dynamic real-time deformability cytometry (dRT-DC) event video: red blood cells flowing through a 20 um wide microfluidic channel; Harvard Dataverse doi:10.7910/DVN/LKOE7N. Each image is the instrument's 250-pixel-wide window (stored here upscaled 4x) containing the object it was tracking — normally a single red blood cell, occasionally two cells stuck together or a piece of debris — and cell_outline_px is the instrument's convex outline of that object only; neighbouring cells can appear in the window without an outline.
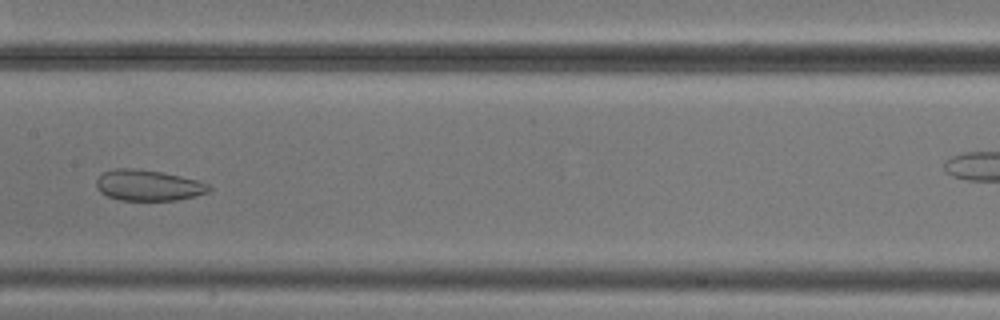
{"species": "common noctule bat (a hibernating species)", "species_latin": "Nyctalus noctula", "temperature_condition": "cold", "stored_images_in_passage": 11, "camera_frame_rate_fps": 3000, "um_per_image_px": 0.085, "animal": {"sex": "male", "body_mass_g": 20.5, "forearm_length_mm": 52.5}, "frame": {"image": 1, "passage_image": 7, "time_ms": 8.667, "image_size_px": [1000, 320], "cell_outline_px": [[212, 188], [208, 192], [196, 196], [176, 200], [120, 200], [108, 196], [100, 192], [96, 188], [96, 180], [104, 172], [116, 168], [132, 168], [160, 172], [200, 180], [208, 184]], "centroid_in_image_um": [12.61, 15.76], "position_along_channel_um": 194.8, "area_um2": 20.23}}
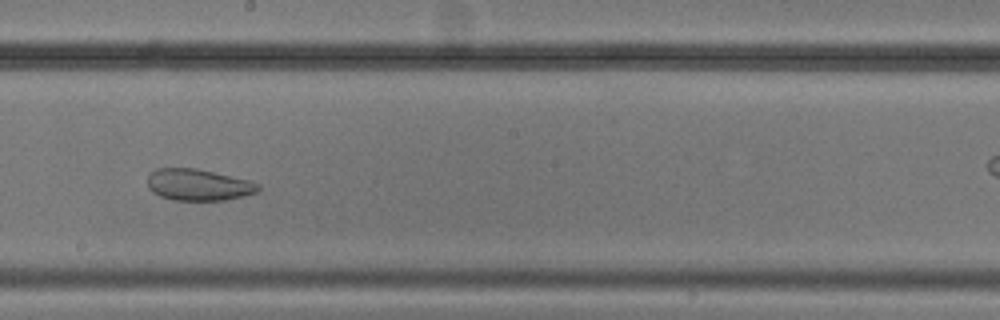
{"frame": {"image": 2, "passage_image": 8, "time_ms": 9.667, "image_size_px": [1000, 320], "cell_outline_px": [[260, 188], [256, 192], [224, 200], [172, 200], [160, 196], [152, 192], [148, 188], [148, 176], [156, 168], [196, 168], [248, 180], [260, 184]], "centroid_in_image_um": [16.82, 15.7], "position_along_channel_um": 231.4, "area_um2": 20.17}}